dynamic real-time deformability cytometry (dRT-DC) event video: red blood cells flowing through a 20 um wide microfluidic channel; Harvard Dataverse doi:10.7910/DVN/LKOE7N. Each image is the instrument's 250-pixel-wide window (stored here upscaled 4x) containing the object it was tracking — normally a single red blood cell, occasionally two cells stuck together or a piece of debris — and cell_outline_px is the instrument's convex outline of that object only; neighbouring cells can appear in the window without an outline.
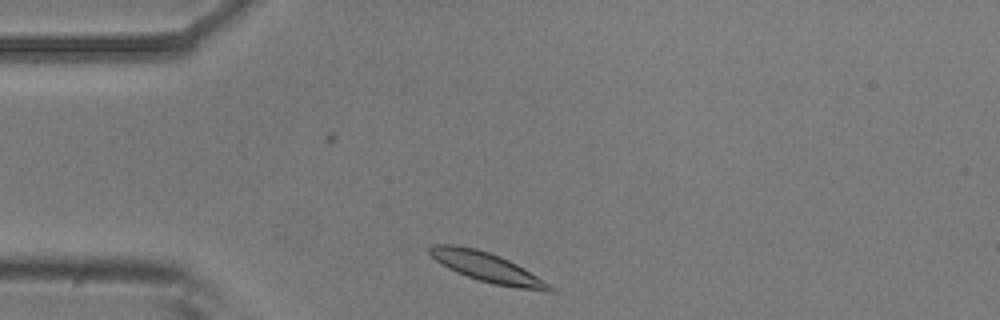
{"species": "common noctule bat (a hibernating species)", "species_latin": "Nyctalus noctula", "temperature_condition": "room temperature", "stored_images_in_passage": 2, "camera_frame_rate_fps": 3000, "um_per_image_px": 0.085, "animal": {"sex": "male", "body_mass_g": 20.5, "forearm_length_mm": 52.5}, "frame": {"image": 1, "passage_image": 2, "time_ms": 0.333, "image_size_px": [1000, 320], "cell_outline_px": [[552, 292], [544, 292], [496, 284], [480, 280], [456, 272], [448, 268], [436, 260], [428, 252], [428, 248], [432, 244], [456, 244], [476, 248], [500, 256], [524, 268], [548, 284], [552, 288]], "centroid_in_image_um": [41.34, 22.69], "position_along_channel_um": 43.7, "area_um2": 20.29}}